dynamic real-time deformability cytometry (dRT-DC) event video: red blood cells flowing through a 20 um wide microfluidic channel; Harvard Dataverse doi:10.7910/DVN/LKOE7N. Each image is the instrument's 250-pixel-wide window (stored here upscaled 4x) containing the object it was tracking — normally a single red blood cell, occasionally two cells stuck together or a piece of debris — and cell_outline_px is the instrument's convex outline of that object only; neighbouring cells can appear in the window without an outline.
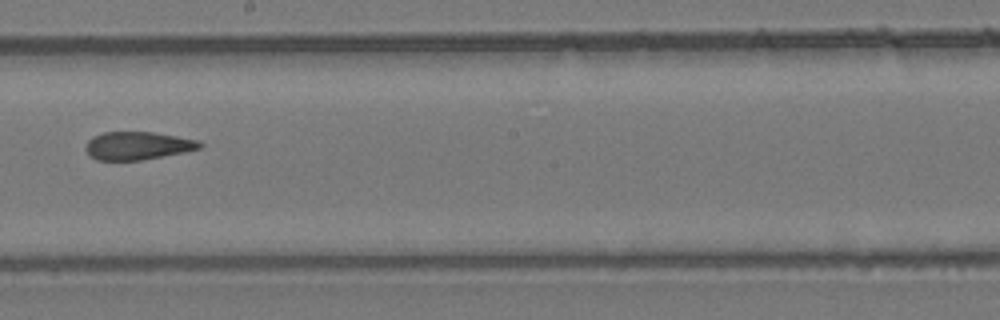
{"species": "common noctule bat (a hibernating species)", "species_latin": "Nyctalus noctula", "temperature_condition": "room temperature", "stored_images_in_passage": 7, "camera_frame_rate_fps": 3000, "um_per_image_px": 0.085, "animal": {"sex": "female", "body_mass_g": 24.6, "forearm_length_mm": 56.2}, "frame": {"image": 1, "passage_image": 6, "time_ms": 7.333, "image_size_px": [1000, 320], "cell_outline_px": [[204, 144], [200, 148], [184, 152], [140, 160], [96, 160], [88, 156], [84, 148], [88, 140], [92, 136], [104, 132], [152, 132], [176, 136], [196, 140]], "centroid_in_image_um": [11.63, 12.39], "position_along_channel_um": 236.6, "area_um2": 18.61}}
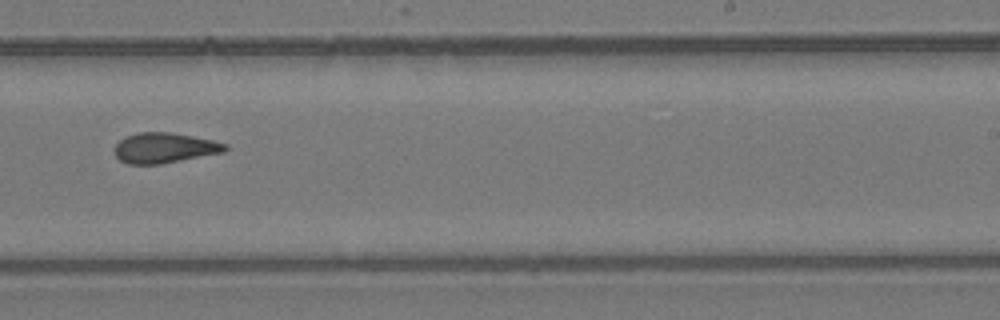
{"frame": {"image": 2, "passage_image": 7, "time_ms": 8.333, "image_size_px": [1000, 320], "cell_outline_px": [[228, 148], [224, 152], [160, 164], [128, 164], [120, 160], [116, 156], [116, 144], [124, 136], [140, 132], [168, 132], [192, 136], [212, 140], [228, 144]], "centroid_in_image_um": [13.98, 12.57], "position_along_channel_um": 275.0, "area_um2": 19.36}}